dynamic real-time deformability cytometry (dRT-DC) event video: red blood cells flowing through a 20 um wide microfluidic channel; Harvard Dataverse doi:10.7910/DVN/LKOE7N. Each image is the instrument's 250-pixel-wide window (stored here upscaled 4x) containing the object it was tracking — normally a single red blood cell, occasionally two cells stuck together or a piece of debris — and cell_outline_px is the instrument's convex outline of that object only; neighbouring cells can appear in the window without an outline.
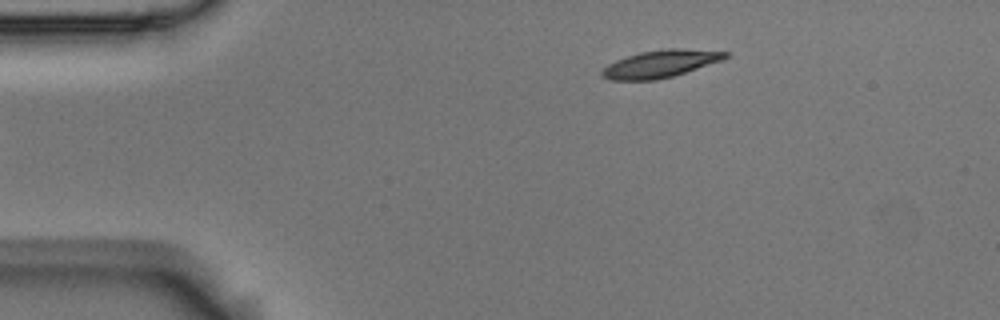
{"species": "Egyptian fruit bat (a non-hibernating species)", "species_latin": "Rousettus aegyptiacus", "temperature_condition": "room temperature", "stored_images_in_passage": 3, "camera_frame_rate_fps": 3000, "um_per_image_px": 0.085, "animal": {"sex": "male"}, "frame": {"image": 1, "passage_image": 3, "time_ms": 0.667, "image_size_px": [1000, 320], "cell_outline_px": [[732, 52], [728, 56], [720, 60], [672, 76], [656, 80], [608, 80], [600, 76], [600, 72], [608, 64], [616, 60], [640, 52], [668, 48], [680, 48]], "centroid_in_image_um": [56.08, 5.42], "position_along_channel_um": 28.9, "area_um2": 19.48}}